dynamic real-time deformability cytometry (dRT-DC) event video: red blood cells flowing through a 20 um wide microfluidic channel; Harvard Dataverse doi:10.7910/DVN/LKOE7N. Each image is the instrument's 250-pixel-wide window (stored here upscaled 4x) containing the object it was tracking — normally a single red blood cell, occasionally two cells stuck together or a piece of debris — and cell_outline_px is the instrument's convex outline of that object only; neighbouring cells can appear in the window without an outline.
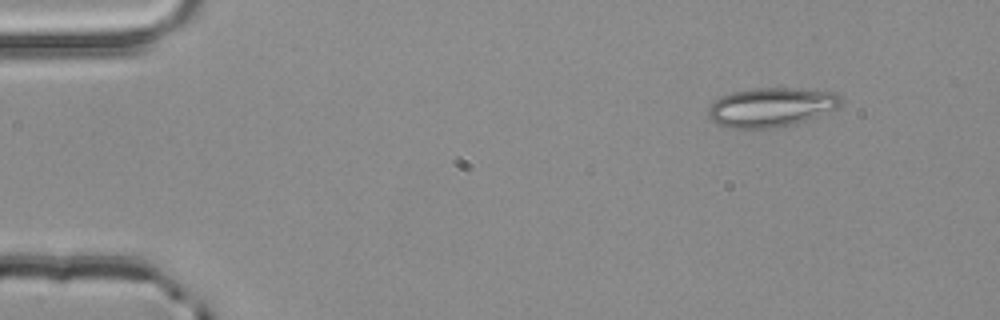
{"species": "common noctule bat (a hibernating species)", "species_latin": "Nyctalus noctula", "temperature_condition": "room temperature", "stored_images_in_passage": 3, "camera_frame_rate_fps": 3000, "um_per_image_px": 0.085, "animal": {"sex": "male", "body_mass_g": 20.4}, "frame": {"image": 1, "passage_image": 1, "time_ms": 0.0, "image_size_px": [1000, 320], "cell_outline_px": [[840, 104], [836, 108], [816, 116], [792, 124], [772, 128], [732, 128], [716, 124], [708, 116], [708, 108], [720, 96], [732, 92], [756, 88], [792, 88], [832, 92], [840, 96]], "centroid_in_image_um": [65.49, 9.11], "position_along_channel_um": 19.5, "area_um2": 29.82}}